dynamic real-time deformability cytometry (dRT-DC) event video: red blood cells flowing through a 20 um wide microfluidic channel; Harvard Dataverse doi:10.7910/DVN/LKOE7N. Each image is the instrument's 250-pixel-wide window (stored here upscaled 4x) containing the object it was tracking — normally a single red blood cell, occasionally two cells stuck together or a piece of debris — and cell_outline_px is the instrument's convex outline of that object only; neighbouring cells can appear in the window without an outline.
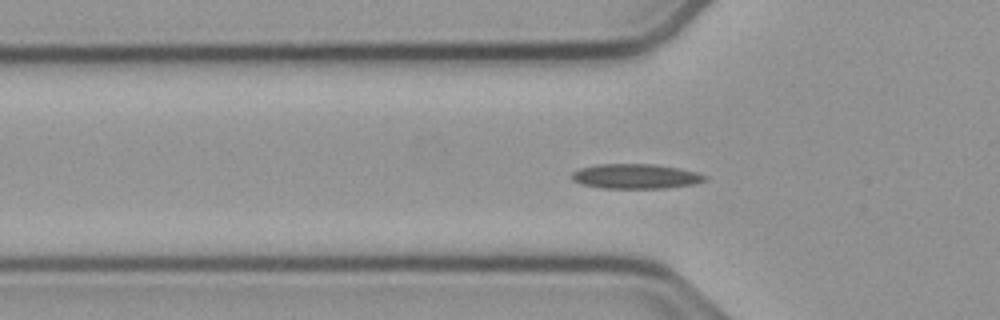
{"species": "common noctule bat (a hibernating species)", "species_latin": "Nyctalus noctula", "temperature_condition": "cold", "stored_images_in_passage": 45, "camera_frame_rate_fps": 3000, "um_per_image_px": 0.085, "animal": {"sex": "male", "body_mass_g": 23.1, "forearm_length_mm": 52.7}, "frame": {"image": 1, "passage_image": 7, "time_ms": 2.0, "image_size_px": [1000, 320], "cell_outline_px": [[708, 180], [692, 184], [664, 188], [600, 188], [580, 184], [572, 180], [572, 172], [580, 168], [596, 164], [656, 164], [696, 172], [708, 176]], "centroid_in_image_um": [54.0, 14.99], "position_along_channel_um": 71.8, "area_um2": 19.25}}
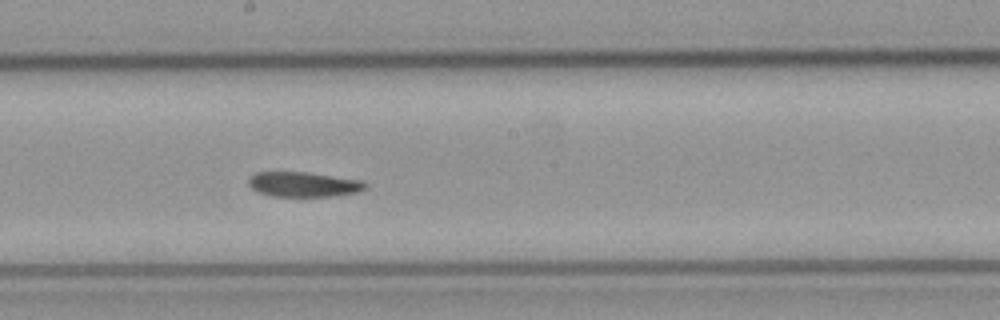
{"frame": {"image": 2, "passage_image": 19, "time_ms": 6.0, "image_size_px": [1000, 320], "cell_outline_px": [[368, 184], [360, 192], [336, 196], [272, 196], [260, 192], [252, 188], [248, 184], [248, 180], [256, 172], [308, 172], [360, 180]], "centroid_in_image_um": [25.83, 15.67], "position_along_channel_um": 222.4, "area_um2": 16.88}}
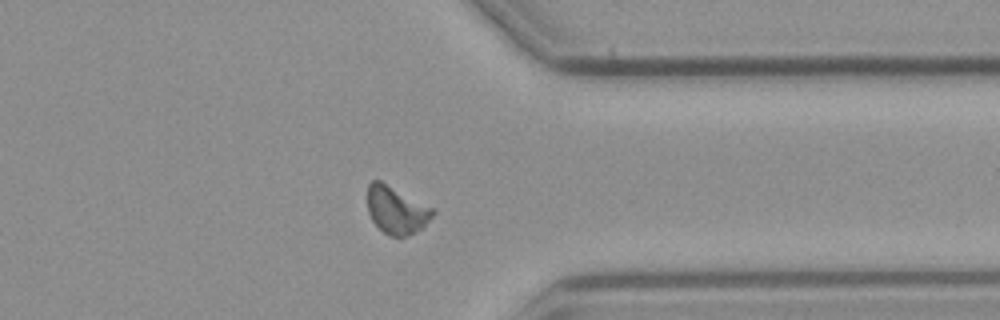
{"frame": {"image": 3, "passage_image": 32, "time_ms": 10.333, "image_size_px": [1000, 320], "cell_outline_px": [[436, 212], [420, 228], [408, 236], [388, 236], [372, 220], [368, 212], [368, 184], [372, 180], [380, 180], [432, 208]], "centroid_in_image_um": [33.66, 17.85], "position_along_channel_um": 377.7, "area_um2": 17.63}}